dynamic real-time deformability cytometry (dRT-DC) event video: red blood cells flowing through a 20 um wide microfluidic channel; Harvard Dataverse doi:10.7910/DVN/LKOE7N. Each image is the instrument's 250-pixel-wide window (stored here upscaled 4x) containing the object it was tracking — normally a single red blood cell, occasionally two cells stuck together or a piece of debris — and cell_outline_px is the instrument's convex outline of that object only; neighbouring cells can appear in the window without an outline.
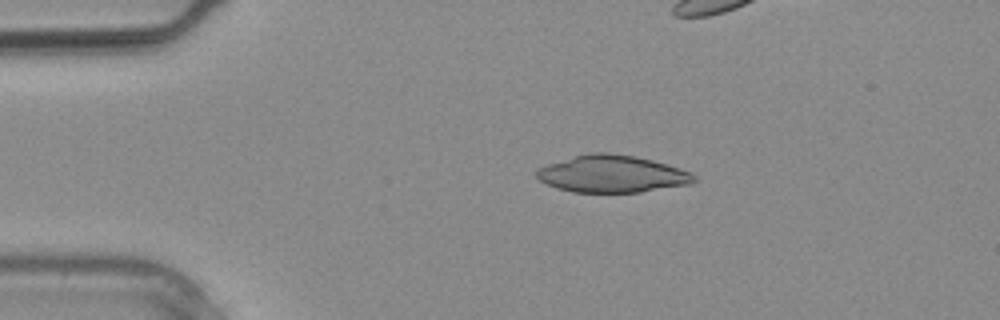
{"species": "common noctule bat (a hibernating species)", "species_latin": "Nyctalus noctula", "temperature_condition": "warm", "stored_images_in_passage": 6, "camera_frame_rate_fps": 3000, "um_per_image_px": 0.085, "animal": {"sex": "male", "body_mass_g": 20.4}, "frame": {"image": 1, "passage_image": 1, "time_ms": 0.0, "image_size_px": [1000, 320], "cell_outline_px": [[696, 180], [692, 184], [640, 192], [572, 192], [556, 188], [540, 180], [536, 176], [536, 168], [572, 156], [592, 152], [608, 152], [636, 156], [668, 164], [692, 172], [696, 176]], "centroid_in_image_um": [52.05, 14.78], "position_along_channel_um": 33.0, "area_um2": 34.33}}